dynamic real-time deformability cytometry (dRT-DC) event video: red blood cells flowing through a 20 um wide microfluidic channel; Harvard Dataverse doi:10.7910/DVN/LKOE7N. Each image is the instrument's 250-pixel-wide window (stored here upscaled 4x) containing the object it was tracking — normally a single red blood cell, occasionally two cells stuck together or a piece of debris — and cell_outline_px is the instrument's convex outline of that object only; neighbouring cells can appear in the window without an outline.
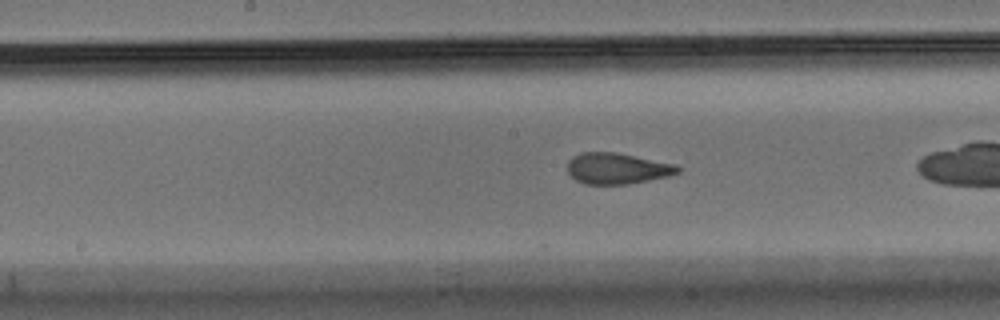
{"species": "Egyptian fruit bat (a non-hibernating species)", "species_latin": "Rousettus aegyptiacus", "temperature_condition": "warm", "stored_images_in_passage": 17, "camera_frame_rate_fps": 3000, "um_per_image_px": 0.085, "animal": {"sex": "male"}, "frame": {"image": 1, "passage_image": 12, "time_ms": 3.667, "image_size_px": [1000, 320], "cell_outline_px": [[680, 172], [668, 176], [628, 184], [584, 184], [576, 180], [568, 172], [568, 160], [572, 156], [580, 152], [616, 152], [676, 164], [680, 168]], "centroid_in_image_um": [52.45, 14.31], "position_along_channel_um": 195.8, "area_um2": 20.0}}